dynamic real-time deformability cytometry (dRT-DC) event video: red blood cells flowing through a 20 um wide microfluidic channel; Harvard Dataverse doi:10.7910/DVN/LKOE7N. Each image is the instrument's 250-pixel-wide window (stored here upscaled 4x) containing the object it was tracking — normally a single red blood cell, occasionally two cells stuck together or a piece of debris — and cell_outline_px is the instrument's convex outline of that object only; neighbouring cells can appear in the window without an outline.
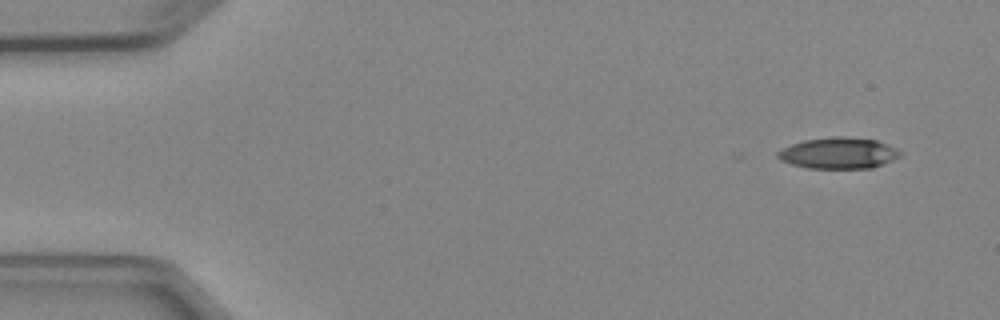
{"species": "Egyptian fruit bat (a non-hibernating species)", "species_latin": "Rousettus aegyptiacus", "temperature_condition": "cold", "stored_images_in_passage": 4, "camera_frame_rate_fps": 3000, "um_per_image_px": 0.085, "animal": {"sex": "female"}, "frame": {"image": 1, "passage_image": 1, "time_ms": 0.0, "image_size_px": [1000, 320], "cell_outline_px": [[900, 156], [892, 160], [872, 168], [808, 168], [792, 164], [780, 160], [776, 156], [776, 152], [792, 144], [804, 140], [836, 136], [844, 136], [876, 140], [896, 148], [900, 152]], "centroid_in_image_um": [71.26, 13.01], "position_along_channel_um": 13.7, "area_um2": 22.08}}
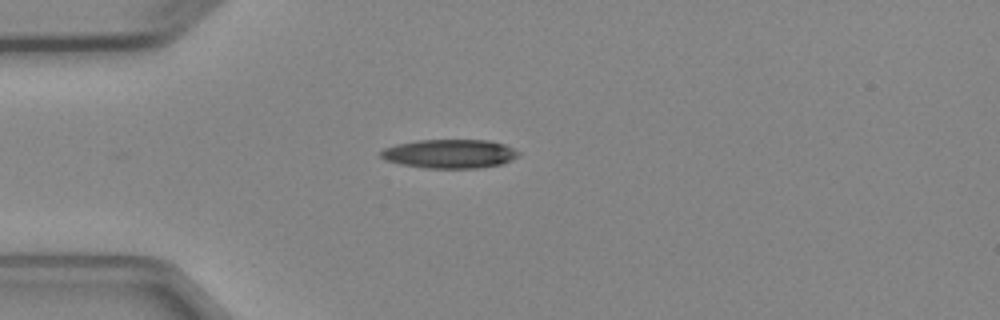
{"frame": {"image": 2, "passage_image": 4, "time_ms": 3.333, "image_size_px": [1000, 320], "cell_outline_px": [[520, 156], [512, 160], [500, 164], [476, 168], [424, 168], [400, 164], [384, 160], [380, 156], [380, 152], [384, 148], [396, 144], [420, 140], [488, 140], [504, 144], [520, 152]], "centroid_in_image_um": [38.21, 13.07], "position_along_channel_um": 46.8, "area_um2": 23.24}}